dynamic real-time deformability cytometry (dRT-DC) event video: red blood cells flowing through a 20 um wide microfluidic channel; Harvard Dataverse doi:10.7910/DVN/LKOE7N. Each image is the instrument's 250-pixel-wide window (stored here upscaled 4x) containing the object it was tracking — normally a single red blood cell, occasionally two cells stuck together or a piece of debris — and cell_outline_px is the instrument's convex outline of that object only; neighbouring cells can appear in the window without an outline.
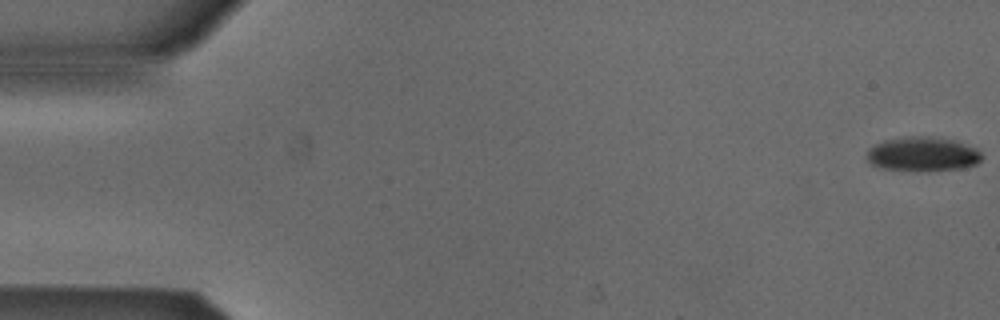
{"species": "Egyptian fruit bat (a non-hibernating species)", "species_latin": "Rousettus aegyptiacus", "temperature_condition": "cold", "stored_images_in_passage": 50, "camera_frame_rate_fps": 3000, "um_per_image_px": 0.085, "animal": {"sex": "male"}, "frame": {"image": 1, "passage_image": 1, "time_ms": 0.0, "image_size_px": [1000, 320], "cell_outline_px": [[984, 156], [976, 164], [960, 168], [884, 168], [872, 164], [868, 160], [868, 148], [884, 140], [908, 136], [928, 136], [956, 140], [976, 148]], "centroid_in_image_um": [78.46, 13.03], "position_along_channel_um": 6.5, "area_um2": 22.02}}
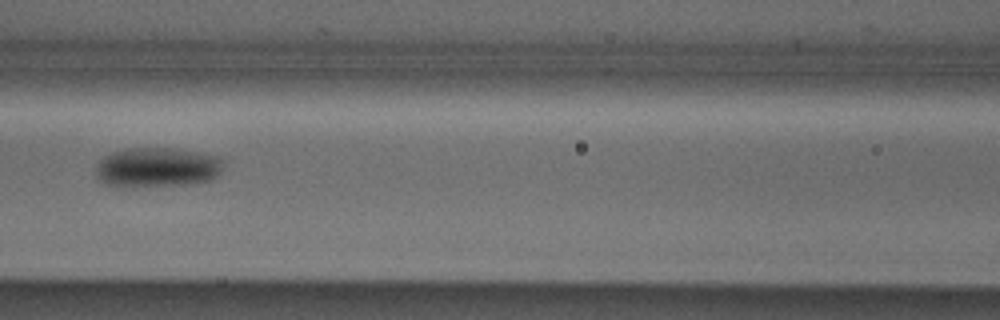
{"frame": {"image": 2, "passage_image": 24, "time_ms": 7.667, "image_size_px": [1000, 320], "cell_outline_px": [[220, 172], [216, 176], [208, 180], [188, 184], [132, 188], [128, 188], [104, 184], [96, 176], [96, 164], [104, 156], [112, 152], [128, 148], [172, 148], [196, 152], [216, 156], [220, 160]], "centroid_in_image_um": [13.26, 14.25], "position_along_channel_um": 153.3, "area_um2": 29.59}}
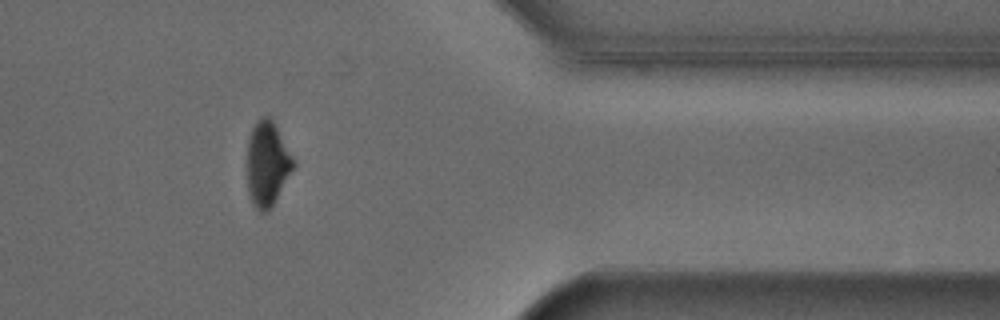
{"frame": {"image": 3, "passage_image": 44, "time_ms": 14.333, "image_size_px": [1000, 320], "cell_outline_px": [[296, 164], [268, 212], [260, 212], [252, 204], [248, 192], [248, 140], [252, 128], [256, 120], [260, 116], [268, 116], [272, 120], [292, 156]], "centroid_in_image_um": [22.7, 13.93], "position_along_channel_um": 388.7, "area_um2": 22.48}}